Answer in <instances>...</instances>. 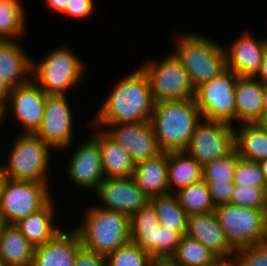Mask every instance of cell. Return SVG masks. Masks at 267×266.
Segmentation results:
<instances>
[{"mask_svg":"<svg viewBox=\"0 0 267 266\" xmlns=\"http://www.w3.org/2000/svg\"><path fill=\"white\" fill-rule=\"evenodd\" d=\"M91 124L150 121L154 101L146 74L139 67L116 82Z\"/></svg>","mask_w":267,"mask_h":266,"instance_id":"1","label":"cell"},{"mask_svg":"<svg viewBox=\"0 0 267 266\" xmlns=\"http://www.w3.org/2000/svg\"><path fill=\"white\" fill-rule=\"evenodd\" d=\"M202 115L194 98L154 103L150 123L163 152L184 151Z\"/></svg>","mask_w":267,"mask_h":266,"instance_id":"2","label":"cell"},{"mask_svg":"<svg viewBox=\"0 0 267 266\" xmlns=\"http://www.w3.org/2000/svg\"><path fill=\"white\" fill-rule=\"evenodd\" d=\"M82 223L72 227L84 248L107 256L131 241L130 217L93 205L86 209Z\"/></svg>","mask_w":267,"mask_h":266,"instance_id":"3","label":"cell"},{"mask_svg":"<svg viewBox=\"0 0 267 266\" xmlns=\"http://www.w3.org/2000/svg\"><path fill=\"white\" fill-rule=\"evenodd\" d=\"M174 40L173 52L188 72L195 89L227 69L224 45L212 38L187 31L176 34Z\"/></svg>","mask_w":267,"mask_h":266,"instance_id":"4","label":"cell"},{"mask_svg":"<svg viewBox=\"0 0 267 266\" xmlns=\"http://www.w3.org/2000/svg\"><path fill=\"white\" fill-rule=\"evenodd\" d=\"M42 60H32V79L46 94L66 95L78 86L85 72L84 62L70 48L53 49Z\"/></svg>","mask_w":267,"mask_h":266,"instance_id":"5","label":"cell"},{"mask_svg":"<svg viewBox=\"0 0 267 266\" xmlns=\"http://www.w3.org/2000/svg\"><path fill=\"white\" fill-rule=\"evenodd\" d=\"M13 143L6 164H2L7 178L49 184L52 149L31 133L21 132Z\"/></svg>","mask_w":267,"mask_h":266,"instance_id":"6","label":"cell"},{"mask_svg":"<svg viewBox=\"0 0 267 266\" xmlns=\"http://www.w3.org/2000/svg\"><path fill=\"white\" fill-rule=\"evenodd\" d=\"M214 212L234 250L267 241V210L246 208L230 202L217 205Z\"/></svg>","mask_w":267,"mask_h":266,"instance_id":"7","label":"cell"},{"mask_svg":"<svg viewBox=\"0 0 267 266\" xmlns=\"http://www.w3.org/2000/svg\"><path fill=\"white\" fill-rule=\"evenodd\" d=\"M140 68L148 78L154 103L194 98L195 88L189 74L174 52L161 62L145 61Z\"/></svg>","mask_w":267,"mask_h":266,"instance_id":"8","label":"cell"},{"mask_svg":"<svg viewBox=\"0 0 267 266\" xmlns=\"http://www.w3.org/2000/svg\"><path fill=\"white\" fill-rule=\"evenodd\" d=\"M238 75L226 69L195 89V102L202 119L233 125L236 122L235 83Z\"/></svg>","mask_w":267,"mask_h":266,"instance_id":"9","label":"cell"},{"mask_svg":"<svg viewBox=\"0 0 267 266\" xmlns=\"http://www.w3.org/2000/svg\"><path fill=\"white\" fill-rule=\"evenodd\" d=\"M51 199L49 184L7 178L0 198L1 220L3 224L15 225Z\"/></svg>","mask_w":267,"mask_h":266,"instance_id":"10","label":"cell"},{"mask_svg":"<svg viewBox=\"0 0 267 266\" xmlns=\"http://www.w3.org/2000/svg\"><path fill=\"white\" fill-rule=\"evenodd\" d=\"M235 129L227 123L202 119L184 151L203 167L235 149Z\"/></svg>","mask_w":267,"mask_h":266,"instance_id":"11","label":"cell"},{"mask_svg":"<svg viewBox=\"0 0 267 266\" xmlns=\"http://www.w3.org/2000/svg\"><path fill=\"white\" fill-rule=\"evenodd\" d=\"M69 104L67 94H47L43 118L33 133L53 150L63 151L72 145L74 118Z\"/></svg>","mask_w":267,"mask_h":266,"instance_id":"12","label":"cell"},{"mask_svg":"<svg viewBox=\"0 0 267 266\" xmlns=\"http://www.w3.org/2000/svg\"><path fill=\"white\" fill-rule=\"evenodd\" d=\"M93 126H96V129H103L112 139H114L115 142L127 150L135 164L137 162L156 157L163 152L159 147L150 121L136 123L93 124Z\"/></svg>","mask_w":267,"mask_h":266,"instance_id":"13","label":"cell"},{"mask_svg":"<svg viewBox=\"0 0 267 266\" xmlns=\"http://www.w3.org/2000/svg\"><path fill=\"white\" fill-rule=\"evenodd\" d=\"M46 96L47 94L33 79L12 87L8 100L2 106L3 119L11 110L12 116L19 122L21 128L23 127L22 132L33 134L43 118Z\"/></svg>","mask_w":267,"mask_h":266,"instance_id":"14","label":"cell"},{"mask_svg":"<svg viewBox=\"0 0 267 266\" xmlns=\"http://www.w3.org/2000/svg\"><path fill=\"white\" fill-rule=\"evenodd\" d=\"M101 200L100 207L115 210L131 217L149 202V198L137 186L133 177L104 178L93 191Z\"/></svg>","mask_w":267,"mask_h":266,"instance_id":"15","label":"cell"},{"mask_svg":"<svg viewBox=\"0 0 267 266\" xmlns=\"http://www.w3.org/2000/svg\"><path fill=\"white\" fill-rule=\"evenodd\" d=\"M87 138L75 147L66 172L75 185L95 191L105 176L98 143L91 136Z\"/></svg>","mask_w":267,"mask_h":266,"instance_id":"16","label":"cell"},{"mask_svg":"<svg viewBox=\"0 0 267 266\" xmlns=\"http://www.w3.org/2000/svg\"><path fill=\"white\" fill-rule=\"evenodd\" d=\"M231 46L224 47L227 68L239 77H255L261 68L264 52L267 48L266 38L257 40L246 31L233 41Z\"/></svg>","mask_w":267,"mask_h":266,"instance_id":"17","label":"cell"},{"mask_svg":"<svg viewBox=\"0 0 267 266\" xmlns=\"http://www.w3.org/2000/svg\"><path fill=\"white\" fill-rule=\"evenodd\" d=\"M185 234L200 241L218 258L233 260L235 250L229 245L214 211L188 215Z\"/></svg>","mask_w":267,"mask_h":266,"instance_id":"18","label":"cell"},{"mask_svg":"<svg viewBox=\"0 0 267 266\" xmlns=\"http://www.w3.org/2000/svg\"><path fill=\"white\" fill-rule=\"evenodd\" d=\"M82 247L79 235L71 228L62 230L52 240L35 246L32 266H73Z\"/></svg>","mask_w":267,"mask_h":266,"instance_id":"19","label":"cell"},{"mask_svg":"<svg viewBox=\"0 0 267 266\" xmlns=\"http://www.w3.org/2000/svg\"><path fill=\"white\" fill-rule=\"evenodd\" d=\"M236 124L264 121L262 83L255 77H238L235 83Z\"/></svg>","mask_w":267,"mask_h":266,"instance_id":"20","label":"cell"},{"mask_svg":"<svg viewBox=\"0 0 267 266\" xmlns=\"http://www.w3.org/2000/svg\"><path fill=\"white\" fill-rule=\"evenodd\" d=\"M90 136L98 143L105 178L133 176L135 163L127 150L101 128L92 131Z\"/></svg>","mask_w":267,"mask_h":266,"instance_id":"21","label":"cell"},{"mask_svg":"<svg viewBox=\"0 0 267 266\" xmlns=\"http://www.w3.org/2000/svg\"><path fill=\"white\" fill-rule=\"evenodd\" d=\"M133 179L148 198L169 192L168 152L135 164Z\"/></svg>","mask_w":267,"mask_h":266,"instance_id":"22","label":"cell"},{"mask_svg":"<svg viewBox=\"0 0 267 266\" xmlns=\"http://www.w3.org/2000/svg\"><path fill=\"white\" fill-rule=\"evenodd\" d=\"M18 40H0V76L12 87L32 79V60Z\"/></svg>","mask_w":267,"mask_h":266,"instance_id":"23","label":"cell"},{"mask_svg":"<svg viewBox=\"0 0 267 266\" xmlns=\"http://www.w3.org/2000/svg\"><path fill=\"white\" fill-rule=\"evenodd\" d=\"M131 242L158 261V229L160 222L150 202L130 217Z\"/></svg>","mask_w":267,"mask_h":266,"instance_id":"24","label":"cell"},{"mask_svg":"<svg viewBox=\"0 0 267 266\" xmlns=\"http://www.w3.org/2000/svg\"><path fill=\"white\" fill-rule=\"evenodd\" d=\"M52 199L40 210L21 219L15 226L35 247L52 240L63 229L55 221ZM55 221V223H54Z\"/></svg>","mask_w":267,"mask_h":266,"instance_id":"25","label":"cell"},{"mask_svg":"<svg viewBox=\"0 0 267 266\" xmlns=\"http://www.w3.org/2000/svg\"><path fill=\"white\" fill-rule=\"evenodd\" d=\"M34 248L15 225H2L0 257L5 266H32Z\"/></svg>","mask_w":267,"mask_h":266,"instance_id":"26","label":"cell"},{"mask_svg":"<svg viewBox=\"0 0 267 266\" xmlns=\"http://www.w3.org/2000/svg\"><path fill=\"white\" fill-rule=\"evenodd\" d=\"M237 130L235 149L240 158L254 162L267 159V128L262 122L242 123Z\"/></svg>","mask_w":267,"mask_h":266,"instance_id":"27","label":"cell"},{"mask_svg":"<svg viewBox=\"0 0 267 266\" xmlns=\"http://www.w3.org/2000/svg\"><path fill=\"white\" fill-rule=\"evenodd\" d=\"M202 179L203 167L191 155H188L185 151L168 152V186L170 193H176L178 190Z\"/></svg>","mask_w":267,"mask_h":266,"instance_id":"28","label":"cell"},{"mask_svg":"<svg viewBox=\"0 0 267 266\" xmlns=\"http://www.w3.org/2000/svg\"><path fill=\"white\" fill-rule=\"evenodd\" d=\"M149 202L155 209L160 226L179 231L182 235L187 229V214L179 204L175 193L149 198Z\"/></svg>","mask_w":267,"mask_h":266,"instance_id":"29","label":"cell"},{"mask_svg":"<svg viewBox=\"0 0 267 266\" xmlns=\"http://www.w3.org/2000/svg\"><path fill=\"white\" fill-rule=\"evenodd\" d=\"M217 258L200 241L184 234L168 262L172 266H204Z\"/></svg>","mask_w":267,"mask_h":266,"instance_id":"30","label":"cell"},{"mask_svg":"<svg viewBox=\"0 0 267 266\" xmlns=\"http://www.w3.org/2000/svg\"><path fill=\"white\" fill-rule=\"evenodd\" d=\"M25 12L20 0L0 1V40L22 38L27 30Z\"/></svg>","mask_w":267,"mask_h":266,"instance_id":"31","label":"cell"},{"mask_svg":"<svg viewBox=\"0 0 267 266\" xmlns=\"http://www.w3.org/2000/svg\"><path fill=\"white\" fill-rule=\"evenodd\" d=\"M175 195L187 215L212 212L216 207L203 179L178 190Z\"/></svg>","mask_w":267,"mask_h":266,"instance_id":"32","label":"cell"},{"mask_svg":"<svg viewBox=\"0 0 267 266\" xmlns=\"http://www.w3.org/2000/svg\"><path fill=\"white\" fill-rule=\"evenodd\" d=\"M240 157L236 149L224 157L203 166V180L206 183H233L235 165Z\"/></svg>","mask_w":267,"mask_h":266,"instance_id":"33","label":"cell"},{"mask_svg":"<svg viewBox=\"0 0 267 266\" xmlns=\"http://www.w3.org/2000/svg\"><path fill=\"white\" fill-rule=\"evenodd\" d=\"M107 266H153L156 260L138 245L129 242L106 256Z\"/></svg>","mask_w":267,"mask_h":266,"instance_id":"34","label":"cell"},{"mask_svg":"<svg viewBox=\"0 0 267 266\" xmlns=\"http://www.w3.org/2000/svg\"><path fill=\"white\" fill-rule=\"evenodd\" d=\"M230 202L246 208L267 210V188L234 185Z\"/></svg>","mask_w":267,"mask_h":266,"instance_id":"35","label":"cell"},{"mask_svg":"<svg viewBox=\"0 0 267 266\" xmlns=\"http://www.w3.org/2000/svg\"><path fill=\"white\" fill-rule=\"evenodd\" d=\"M233 184L238 186L267 188L264 175L258 162L242 158H240L235 165Z\"/></svg>","mask_w":267,"mask_h":266,"instance_id":"36","label":"cell"},{"mask_svg":"<svg viewBox=\"0 0 267 266\" xmlns=\"http://www.w3.org/2000/svg\"><path fill=\"white\" fill-rule=\"evenodd\" d=\"M233 266H267V241L235 250Z\"/></svg>","mask_w":267,"mask_h":266,"instance_id":"37","label":"cell"},{"mask_svg":"<svg viewBox=\"0 0 267 266\" xmlns=\"http://www.w3.org/2000/svg\"><path fill=\"white\" fill-rule=\"evenodd\" d=\"M182 234L160 226L158 229V261H168L175 253Z\"/></svg>","mask_w":267,"mask_h":266,"instance_id":"38","label":"cell"},{"mask_svg":"<svg viewBox=\"0 0 267 266\" xmlns=\"http://www.w3.org/2000/svg\"><path fill=\"white\" fill-rule=\"evenodd\" d=\"M94 0H68L62 14L71 15L78 19L91 18L95 13Z\"/></svg>","mask_w":267,"mask_h":266,"instance_id":"39","label":"cell"},{"mask_svg":"<svg viewBox=\"0 0 267 266\" xmlns=\"http://www.w3.org/2000/svg\"><path fill=\"white\" fill-rule=\"evenodd\" d=\"M215 206L230 203L233 183H206Z\"/></svg>","mask_w":267,"mask_h":266,"instance_id":"40","label":"cell"},{"mask_svg":"<svg viewBox=\"0 0 267 266\" xmlns=\"http://www.w3.org/2000/svg\"><path fill=\"white\" fill-rule=\"evenodd\" d=\"M73 266H107L106 256L82 246L77 252Z\"/></svg>","mask_w":267,"mask_h":266,"instance_id":"41","label":"cell"},{"mask_svg":"<svg viewBox=\"0 0 267 266\" xmlns=\"http://www.w3.org/2000/svg\"><path fill=\"white\" fill-rule=\"evenodd\" d=\"M12 86L0 76V105L3 106L8 100Z\"/></svg>","mask_w":267,"mask_h":266,"instance_id":"42","label":"cell"},{"mask_svg":"<svg viewBox=\"0 0 267 266\" xmlns=\"http://www.w3.org/2000/svg\"><path fill=\"white\" fill-rule=\"evenodd\" d=\"M255 78L259 82H261L262 84L267 83V48H266L264 55H263L261 68H260L259 72L256 74Z\"/></svg>","mask_w":267,"mask_h":266,"instance_id":"43","label":"cell"},{"mask_svg":"<svg viewBox=\"0 0 267 266\" xmlns=\"http://www.w3.org/2000/svg\"><path fill=\"white\" fill-rule=\"evenodd\" d=\"M68 0H45L46 5H48L52 11L59 12L60 14L64 11Z\"/></svg>","mask_w":267,"mask_h":266,"instance_id":"44","label":"cell"},{"mask_svg":"<svg viewBox=\"0 0 267 266\" xmlns=\"http://www.w3.org/2000/svg\"><path fill=\"white\" fill-rule=\"evenodd\" d=\"M204 266H233V260H228L224 258H217L213 262Z\"/></svg>","mask_w":267,"mask_h":266,"instance_id":"45","label":"cell"},{"mask_svg":"<svg viewBox=\"0 0 267 266\" xmlns=\"http://www.w3.org/2000/svg\"><path fill=\"white\" fill-rule=\"evenodd\" d=\"M262 97H263V105H264V120L267 116V83L262 84Z\"/></svg>","mask_w":267,"mask_h":266,"instance_id":"46","label":"cell"},{"mask_svg":"<svg viewBox=\"0 0 267 266\" xmlns=\"http://www.w3.org/2000/svg\"><path fill=\"white\" fill-rule=\"evenodd\" d=\"M6 180H7V176L5 174L2 164H0V198H1V194H2L3 187H4Z\"/></svg>","mask_w":267,"mask_h":266,"instance_id":"47","label":"cell"},{"mask_svg":"<svg viewBox=\"0 0 267 266\" xmlns=\"http://www.w3.org/2000/svg\"><path fill=\"white\" fill-rule=\"evenodd\" d=\"M258 164L260 165L261 171L267 184V159L259 161Z\"/></svg>","mask_w":267,"mask_h":266,"instance_id":"48","label":"cell"},{"mask_svg":"<svg viewBox=\"0 0 267 266\" xmlns=\"http://www.w3.org/2000/svg\"><path fill=\"white\" fill-rule=\"evenodd\" d=\"M153 266H172L168 261H156Z\"/></svg>","mask_w":267,"mask_h":266,"instance_id":"49","label":"cell"},{"mask_svg":"<svg viewBox=\"0 0 267 266\" xmlns=\"http://www.w3.org/2000/svg\"><path fill=\"white\" fill-rule=\"evenodd\" d=\"M2 106L0 105V124L2 123V122H4V121H2L3 120V110H2Z\"/></svg>","mask_w":267,"mask_h":266,"instance_id":"50","label":"cell"},{"mask_svg":"<svg viewBox=\"0 0 267 266\" xmlns=\"http://www.w3.org/2000/svg\"><path fill=\"white\" fill-rule=\"evenodd\" d=\"M265 126H266V128H267V116L265 117V120L262 122Z\"/></svg>","mask_w":267,"mask_h":266,"instance_id":"51","label":"cell"},{"mask_svg":"<svg viewBox=\"0 0 267 266\" xmlns=\"http://www.w3.org/2000/svg\"><path fill=\"white\" fill-rule=\"evenodd\" d=\"M0 266H5L3 261H2V259H1V257H0Z\"/></svg>","mask_w":267,"mask_h":266,"instance_id":"52","label":"cell"},{"mask_svg":"<svg viewBox=\"0 0 267 266\" xmlns=\"http://www.w3.org/2000/svg\"><path fill=\"white\" fill-rule=\"evenodd\" d=\"M2 225H3V222H2L1 217H0V229H1Z\"/></svg>","mask_w":267,"mask_h":266,"instance_id":"53","label":"cell"}]
</instances>
